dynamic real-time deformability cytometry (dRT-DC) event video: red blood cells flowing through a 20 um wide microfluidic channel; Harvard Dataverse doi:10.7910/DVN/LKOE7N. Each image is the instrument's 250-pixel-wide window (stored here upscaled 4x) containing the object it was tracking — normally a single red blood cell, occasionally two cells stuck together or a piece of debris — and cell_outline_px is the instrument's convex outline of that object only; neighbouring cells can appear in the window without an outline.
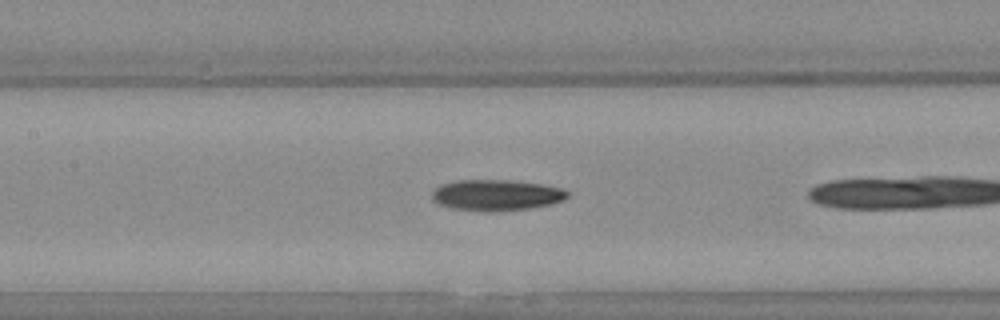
{"species": "Egyptian fruit bat (a non-hibernating species)", "species_latin": "Rousettus aegyptiacus", "temperature_condition": "warm", "stored_images_in_passage": 14, "camera_frame_rate_fps": 3000, "um_per_image_px": 0.085, "animal": {"sex": "female"}, "frame": {"image": 1, "passage_image": 7, "time_ms": 2.0, "image_size_px": [1000, 320], "cell_outline_px": [[568, 196], [564, 200], [552, 204], [532, 208], [492, 212], [488, 212], [452, 208], [440, 204], [432, 200], [432, 192], [440, 184], [456, 180], [508, 180], [540, 184], [560, 188], [568, 192]], "centroid_in_image_um": [42.17, 16.59], "position_along_channel_um": 165.2, "area_um2": 24.51}}
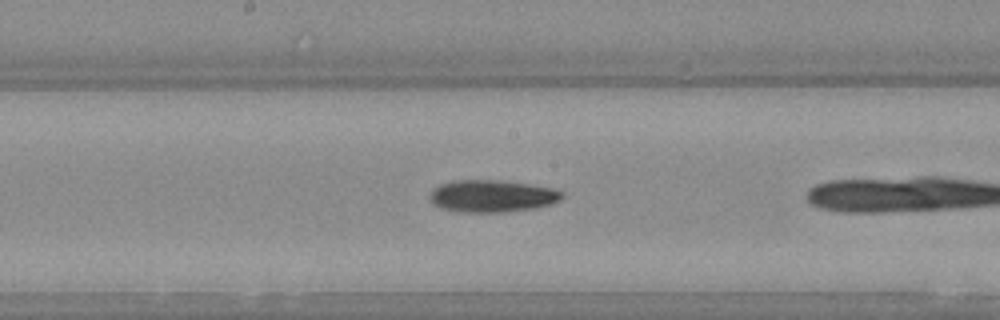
{"frame": {"image": 2, "passage_image": 10, "time_ms": 3.0, "image_size_px": [1000, 320], "cell_outline_px": [[564, 196], [560, 200], [552, 204], [536, 208], [500, 212], [460, 212], [440, 208], [432, 204], [428, 196], [432, 188], [440, 184], [452, 180], [504, 180], [552, 188], [564, 192]], "centroid_in_image_um": [41.79, 16.66], "position_along_channel_um": 206.4, "area_um2": 25.14}}